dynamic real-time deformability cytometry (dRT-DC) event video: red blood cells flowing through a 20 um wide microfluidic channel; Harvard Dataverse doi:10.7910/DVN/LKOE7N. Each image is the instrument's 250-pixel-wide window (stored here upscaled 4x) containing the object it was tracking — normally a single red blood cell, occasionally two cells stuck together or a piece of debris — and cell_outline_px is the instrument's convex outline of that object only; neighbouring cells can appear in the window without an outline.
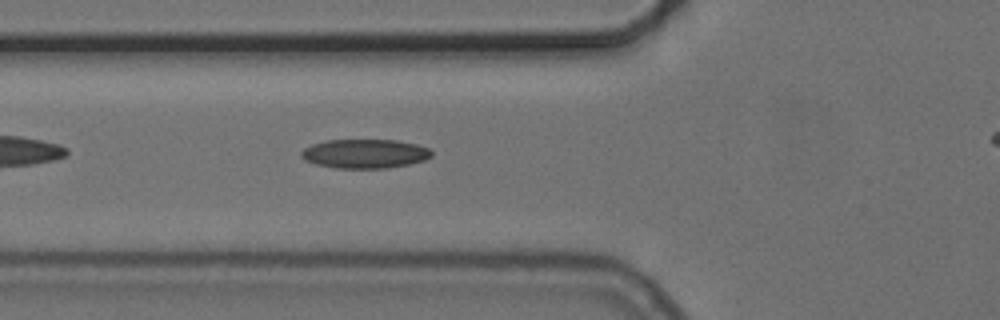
{"species": "common noctule bat (a hibernating species)", "species_latin": "Nyctalus noctula", "temperature_condition": "cold", "stored_images_in_passage": 34, "camera_frame_rate_fps": 3000, "um_per_image_px": 0.085, "animal": {"sex": "female", "body_mass_g": 24.6, "forearm_length_mm": 56.2}, "frame": {"image": 1, "passage_image": 5, "time_ms": 1.333, "image_size_px": [1000, 320], "cell_outline_px": [[432, 156], [424, 160], [408, 164], [388, 168], [336, 168], [316, 164], [304, 160], [300, 156], [300, 152], [304, 148], [312, 144], [328, 140], [396, 140], [416, 144], [428, 148], [432, 152]], "centroid_in_image_um": [30.99, 13.06], "position_along_channel_um": 94.8, "area_um2": 22.08}}
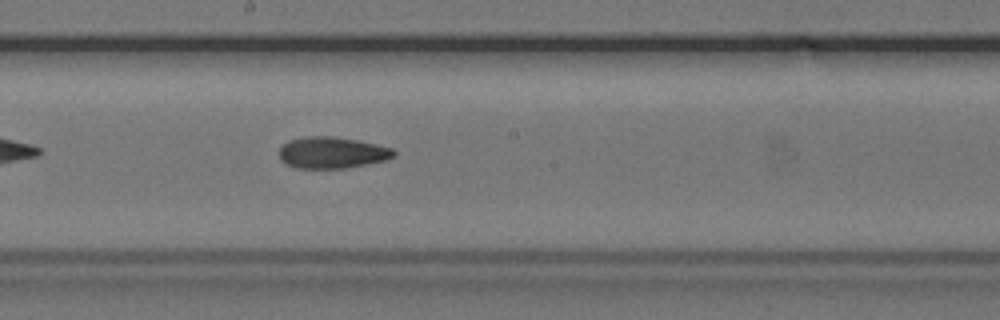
{"frame": {"image": 2, "passage_image": 15, "time_ms": 4.667, "image_size_px": [1000, 320], "cell_outline_px": [[396, 156], [384, 160], [344, 168], [296, 168], [284, 164], [280, 160], [280, 148], [288, 140], [308, 136], [332, 136], [356, 140], [376, 144], [392, 148], [396, 152]], "centroid_in_image_um": [28.19, 12.97], "position_along_channel_um": 220.0, "area_um2": 20.92}}
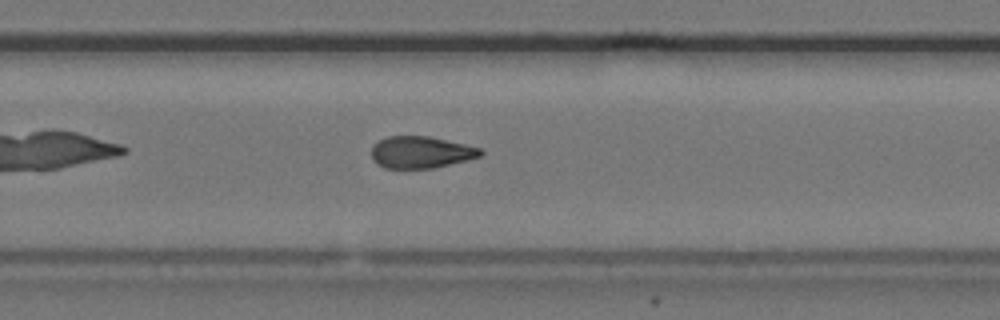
{"frame": {"image": 3, "passage_image": 21, "time_ms": 6.667, "image_size_px": [1000, 320], "cell_outline_px": [[484, 152], [480, 156], [468, 160], [432, 168], [384, 168], [372, 156], [372, 144], [388, 136], [428, 136], [464, 144], [480, 148]], "centroid_in_image_um": [35.79, 12.93], "position_along_channel_um": 294.0, "area_um2": 20.0}}